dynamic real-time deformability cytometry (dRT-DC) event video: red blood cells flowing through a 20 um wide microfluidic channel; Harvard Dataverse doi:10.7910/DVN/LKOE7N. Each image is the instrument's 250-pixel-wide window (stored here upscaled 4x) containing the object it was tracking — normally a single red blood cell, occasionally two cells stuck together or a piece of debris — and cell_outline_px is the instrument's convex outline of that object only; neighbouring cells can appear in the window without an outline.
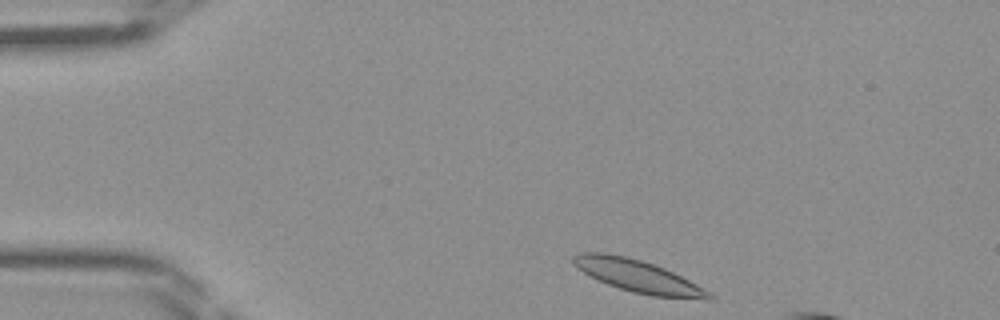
{"species": "Egyptian fruit bat (a non-hibernating species)", "species_latin": "Rousettus aegyptiacus", "temperature_condition": "room temperature", "stored_images_in_passage": 40, "camera_frame_rate_fps": 3000, "um_per_image_px": 0.085, "frame": {"image": 1, "passage_image": 1, "time_ms": 0.0, "image_size_px": [1000, 320], "cell_outline_px": [[716, 296], [712, 300], [704, 300], [652, 296], [632, 292], [596, 280], [576, 268], [572, 264], [572, 256], [580, 252], [604, 252], [624, 256], [640, 260], [664, 268], [696, 284]], "centroid_in_image_um": [54.21, 23.48], "position_along_channel_um": 30.8, "area_um2": 25.66}}
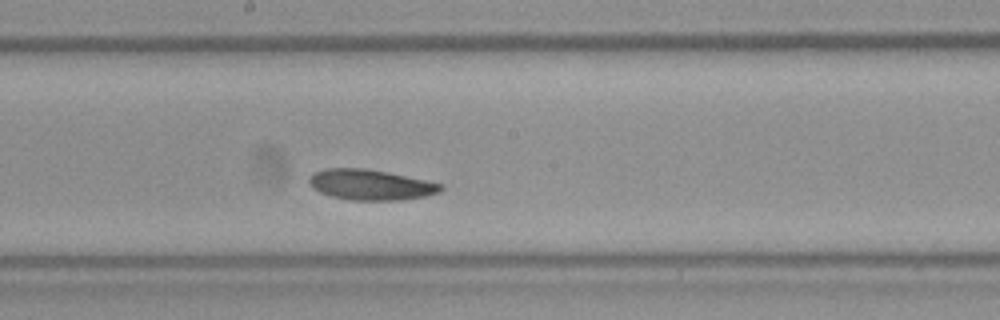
{"frame": {"image": 2, "passage_image": 18, "time_ms": 5.667, "image_size_px": [1000, 320], "cell_outline_px": [[444, 188], [440, 192], [424, 196], [400, 200], [352, 200], [332, 196], [320, 192], [312, 188], [308, 184], [308, 176], [324, 168], [364, 168], [388, 172], [444, 184]], "centroid_in_image_um": [31.49, 15.7], "position_along_channel_um": 216.7, "area_um2": 23.47}}
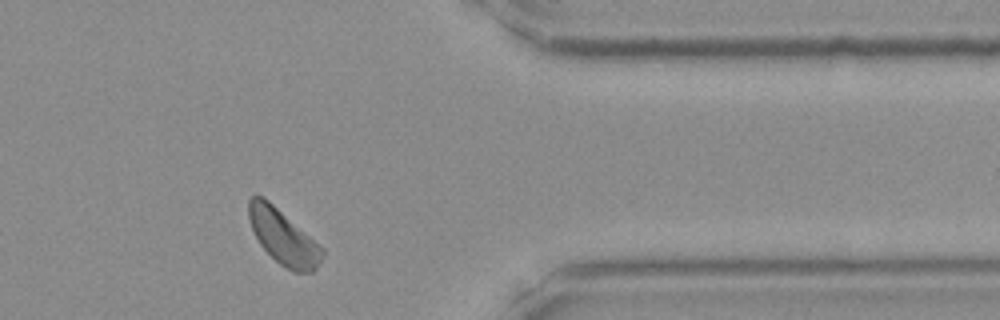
{"frame": {"image": 3, "passage_image": 31, "time_ms": 10.0, "image_size_px": [1000, 320], "cell_outline_px": [[324, 252], [320, 264], [312, 272], [292, 272], [280, 264], [260, 244], [248, 220], [248, 200], [252, 196], [264, 196], [324, 248]], "centroid_in_image_um": [24.08, 20.14], "position_along_channel_um": 387.3, "area_um2": 23.35}}